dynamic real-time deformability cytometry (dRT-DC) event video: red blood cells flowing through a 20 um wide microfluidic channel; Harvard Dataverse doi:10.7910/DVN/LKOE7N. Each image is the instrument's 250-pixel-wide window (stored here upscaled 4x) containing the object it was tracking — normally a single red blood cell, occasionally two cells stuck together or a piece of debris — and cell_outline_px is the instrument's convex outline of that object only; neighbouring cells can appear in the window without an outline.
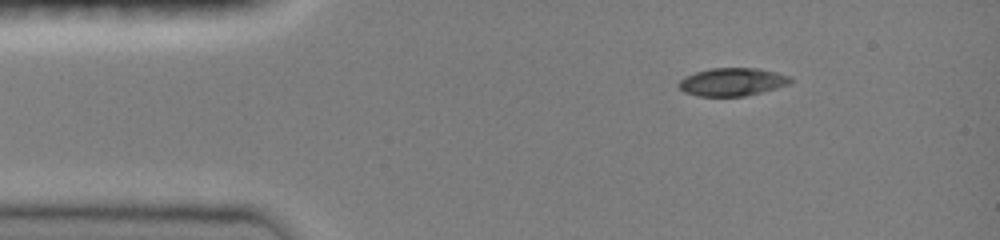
{"species": "common noctule bat (a hibernating species)", "species_latin": "Nyctalus noctula", "temperature_condition": "room temperature", "stored_images_in_passage": 41, "camera_frame_rate_fps": 3000, "um_per_image_px": 0.085, "animal": {"sex": "female", "body_mass_g": 19.0, "forearm_length_mm": 51.5}, "frame": {"image": 1, "passage_image": 1, "time_ms": 0.0, "image_size_px": [1000, 240], "cell_outline_px": [[792, 80], [788, 84], [776, 88], [744, 96], [696, 96], [684, 92], [676, 84], [684, 76], [696, 72], [712, 68], [756, 68], [776, 72], [792, 76]], "centroid_in_image_um": [62.22, 6.96], "position_along_channel_um": 22.8, "area_um2": 18.21}}
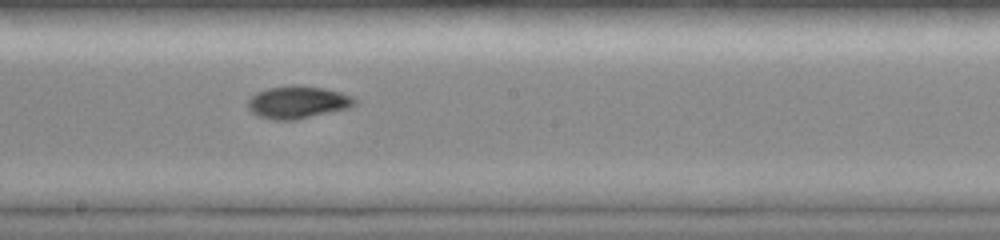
{"frame": {"image": 2, "passage_image": 20, "time_ms": 6.333, "image_size_px": [1000, 240], "cell_outline_px": [[356, 104], [348, 108], [296, 120], [272, 120], [260, 116], [252, 112], [248, 108], [248, 100], [256, 92], [268, 88], [292, 84], [300, 84], [324, 88], [340, 92], [352, 96], [356, 100]], "centroid_in_image_um": [25.3, 8.68], "position_along_channel_um": 222.9, "area_um2": 20.35}}
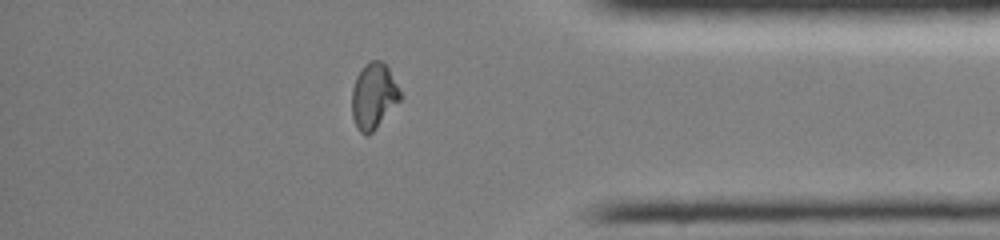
{"frame": {"image": 3, "passage_image": 34, "time_ms": 11.0, "image_size_px": [1000, 240], "cell_outline_px": [[400, 100], [376, 128], [368, 136], [364, 136], [356, 128], [352, 116], [352, 88], [356, 76], [364, 64], [372, 60], [380, 60], [388, 68], [400, 92]], "centroid_in_image_um": [31.72, 8.18], "position_along_channel_um": 403.5, "area_um2": 18.38}, "authors_computed_cell_mechanics": {"area_um2": 19.074, "velocity_mm_per_s": 4.0909, "shape_relaxation_time_tau1_ms": null, "shape_relaxation_time_tau2_ms": 4.6548, "deformation_change_tau1": null, "deformation_change_tau2": 0.0699}}